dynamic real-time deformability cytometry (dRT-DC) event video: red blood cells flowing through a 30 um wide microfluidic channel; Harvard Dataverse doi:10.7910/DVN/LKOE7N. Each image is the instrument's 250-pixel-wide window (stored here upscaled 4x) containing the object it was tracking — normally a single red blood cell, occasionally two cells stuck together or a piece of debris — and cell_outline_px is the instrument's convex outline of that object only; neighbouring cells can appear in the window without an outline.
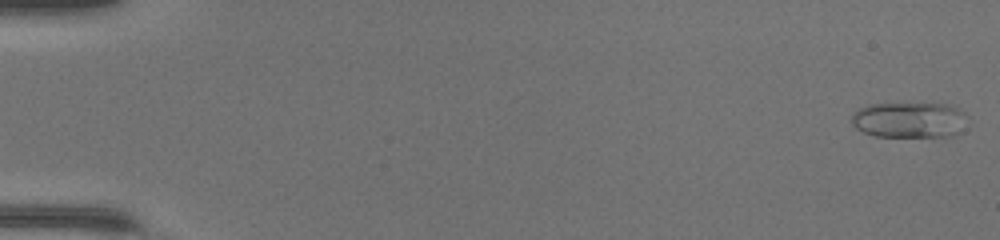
{"species": "common noctule bat (a hibernating species)", "species_latin": "Nyctalus noctula", "temperature_condition": "warm", "stored_images_in_passage": 48, "camera_frame_rate_fps": 3000, "um_per_image_px": 0.085, "animal": {"sex": "female", "body_mass_g": 17.0, "forearm_length_mm": 48.0}, "frame": {"image": 1, "passage_image": 1, "time_ms": 0.0, "image_size_px": [1000, 240], "cell_outline_px": [[964, 112], [956, 132], [952, 136], [876, 136], [864, 132], [856, 128], [852, 124], [852, 116], [860, 108], [868, 104], [948, 104]], "centroid_in_image_um": [77.18, 10.19], "position_along_channel_um": 7.8, "area_um2": 23.18}}
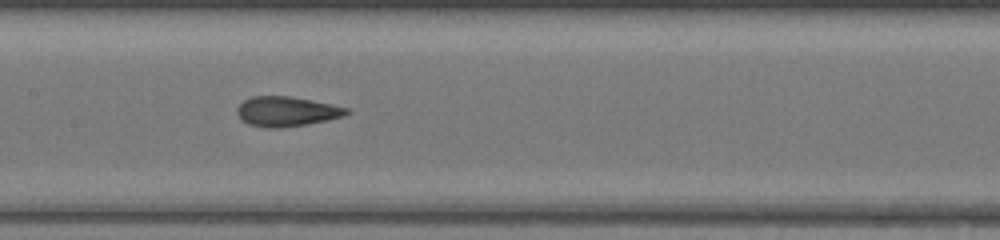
{"frame": {"image": 2, "passage_image": 25, "time_ms": 8.0, "image_size_px": [1000, 240], "cell_outline_px": [[352, 112], [344, 116], [328, 120], [308, 124], [280, 128], [268, 128], [248, 124], [240, 120], [236, 112], [236, 108], [244, 100], [252, 96], [288, 96], [312, 100], [332, 104], [348, 108]], "centroid_in_image_um": [24.36, 9.48], "position_along_channel_um": 183.0, "area_um2": 19.25}}
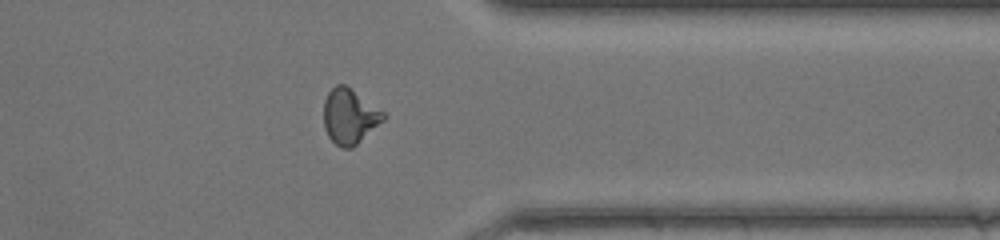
{"frame": {"image": 3, "passage_image": 39, "time_ms": 12.667, "image_size_px": [1000, 240], "cell_outline_px": [[388, 116], [384, 120], [352, 148], [340, 148], [328, 136], [324, 128], [324, 100], [328, 92], [336, 84], [344, 84], [384, 112]], "centroid_in_image_um": [29.7, 9.9], "position_along_channel_um": 381.7, "area_um2": 19.02}, "authors_computed_cell_mechanics": {"area_um2": 19.0162, "velocity_mm_per_s": 4.3882, "shape_relaxation_time_tau1_ms": 6.0617, "shape_relaxation_time_tau2_ms": 0.8992, "deformation_change_tau1": 0.2072, "deformation_change_tau2": 0.0841}}